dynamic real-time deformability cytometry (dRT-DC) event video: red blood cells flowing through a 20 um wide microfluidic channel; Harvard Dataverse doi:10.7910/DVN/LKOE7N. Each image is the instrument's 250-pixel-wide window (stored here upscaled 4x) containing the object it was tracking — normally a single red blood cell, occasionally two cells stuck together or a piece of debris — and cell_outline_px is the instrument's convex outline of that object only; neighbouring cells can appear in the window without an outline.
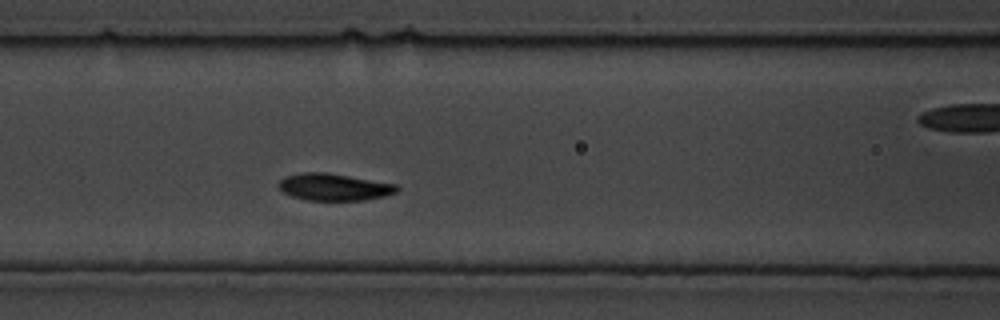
{"species": "common noctule bat (a hibernating species)", "species_latin": "Nyctalus noctula", "temperature_condition": "cold", "stored_images_in_passage": 8, "segment_of_instrument_passage": [1, 2], "camera_frame_rate_fps": 3000, "um_per_image_px": 0.085, "animal": {"sex": "male", "body_mass_g": 19.5, "forearm_length_mm": 54.6}, "frame": {"image": 1, "passage_image": 7, "time_ms": 2.0, "image_size_px": [1000, 320], "cell_outline_px": [[400, 188], [396, 192], [384, 196], [364, 200], [308, 200], [292, 196], [284, 192], [276, 184], [284, 176], [300, 172], [324, 172], [396, 184]], "centroid_in_image_um": [28.36, 15.89], "position_along_channel_um": 138.2, "area_um2": 18.5}}